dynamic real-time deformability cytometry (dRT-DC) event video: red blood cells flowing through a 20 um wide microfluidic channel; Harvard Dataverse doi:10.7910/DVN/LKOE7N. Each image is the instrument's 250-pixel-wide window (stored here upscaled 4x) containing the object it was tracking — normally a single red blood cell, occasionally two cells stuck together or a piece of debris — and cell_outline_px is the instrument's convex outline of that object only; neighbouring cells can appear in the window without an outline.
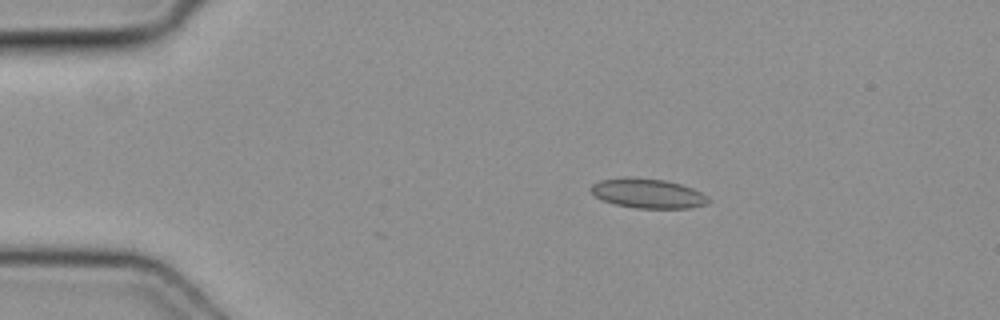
{"species": "common noctule bat (a hibernating species)", "species_latin": "Nyctalus noctula", "temperature_condition": "cold", "stored_images_in_passage": 3, "camera_frame_rate_fps": 3000, "um_per_image_px": 0.085, "animal": {"sex": "female", "body_mass_g": 19.3, "forearm_length_mm": 54.1}, "frame": {"image": 1, "passage_image": 1, "time_ms": 0.0, "image_size_px": [1000, 320], "cell_outline_px": [[712, 200], [708, 204], [692, 208], [636, 208], [616, 204], [600, 200], [588, 188], [592, 184], [600, 180], [664, 180], [680, 184], [692, 188], [700, 192]], "centroid_in_image_um": [55.12, 16.5], "position_along_channel_um": 29.9, "area_um2": 19.48}}